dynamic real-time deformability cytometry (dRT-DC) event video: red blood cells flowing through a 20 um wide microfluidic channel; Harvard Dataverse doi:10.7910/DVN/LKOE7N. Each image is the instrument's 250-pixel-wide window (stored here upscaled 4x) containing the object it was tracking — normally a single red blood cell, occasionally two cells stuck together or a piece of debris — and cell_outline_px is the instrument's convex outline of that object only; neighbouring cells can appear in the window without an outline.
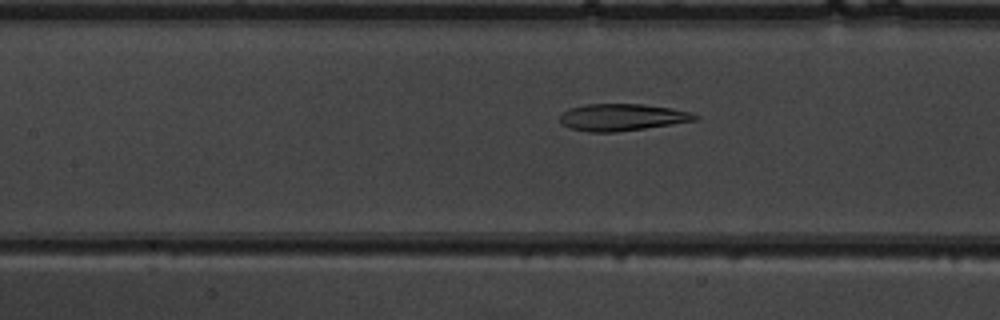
{"species": "common noctule bat (a hibernating species)", "species_latin": "Nyctalus noctula", "temperature_condition": "warm", "stored_images_in_passage": 31, "camera_frame_rate_fps": 3000, "um_per_image_px": 0.085, "animal": {"sex": "male", "body_mass_g": 19.5, "forearm_length_mm": 54.6}, "frame": {"image": 1, "passage_image": 8, "time_ms": 2.333, "image_size_px": [1000, 320], "cell_outline_px": [[700, 116], [696, 120], [672, 124], [616, 132], [588, 132], [568, 128], [560, 124], [560, 112], [568, 108], [584, 104], [640, 104], [672, 108], [688, 112]], "centroid_in_image_um": [52.79, 9.97], "position_along_channel_um": 154.6, "area_um2": 21.33}}
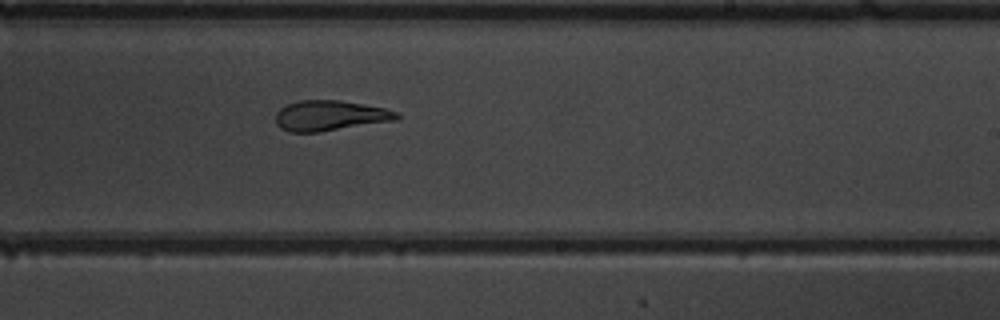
{"frame": {"image": 2, "passage_image": 16, "time_ms": 5.0, "image_size_px": [1000, 320], "cell_outline_px": [[400, 116], [396, 120], [320, 132], [288, 132], [280, 128], [276, 124], [276, 112], [280, 108], [288, 104], [300, 100], [340, 100], [364, 104], [384, 108], [396, 112]], "centroid_in_image_um": [28.02, 9.83], "position_along_channel_um": 261.0, "area_um2": 21.39}}
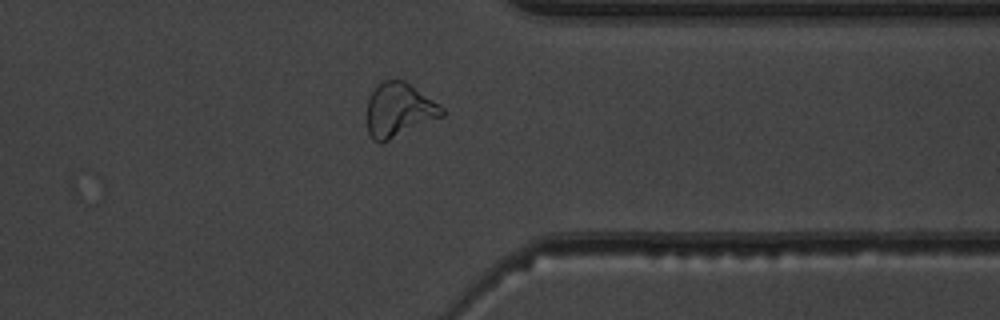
{"frame": {"image": 3, "passage_image": 25, "time_ms": 8.0, "image_size_px": [1000, 320], "cell_outline_px": [[444, 116], [380, 144], [372, 140], [368, 132], [368, 100], [372, 92], [380, 80], [404, 80], [440, 104], [444, 108]], "centroid_in_image_um": [33.92, 9.35], "position_along_channel_um": 377.5, "area_um2": 23.64}}